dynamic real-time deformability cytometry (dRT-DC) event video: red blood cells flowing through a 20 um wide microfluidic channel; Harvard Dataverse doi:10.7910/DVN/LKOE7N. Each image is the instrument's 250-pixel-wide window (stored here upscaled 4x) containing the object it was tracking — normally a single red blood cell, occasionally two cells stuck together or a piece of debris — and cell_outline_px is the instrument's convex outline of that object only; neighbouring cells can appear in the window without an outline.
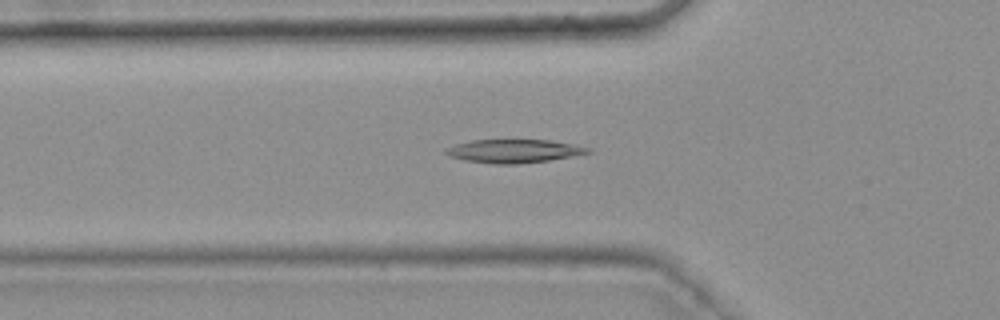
{"species": "common noctule bat (a hibernating species)", "species_latin": "Nyctalus noctula", "temperature_condition": "warm", "stored_images_in_passage": 21, "camera_frame_rate_fps": 3000, "um_per_image_px": 0.085, "animal": {"sex": "female", "body_mass_g": 25.1}, "frame": {"image": 1, "passage_image": 18, "time_ms": 5.667, "image_size_px": [1000, 320], "cell_outline_px": [[592, 152], [572, 156], [548, 160], [516, 164], [496, 164], [464, 160], [448, 156], [444, 152], [448, 148], [456, 144], [472, 140], [548, 140], [572, 144], [592, 148]], "centroid_in_image_um": [43.68, 12.84], "position_along_channel_um": 82.1, "area_um2": 19.19}}
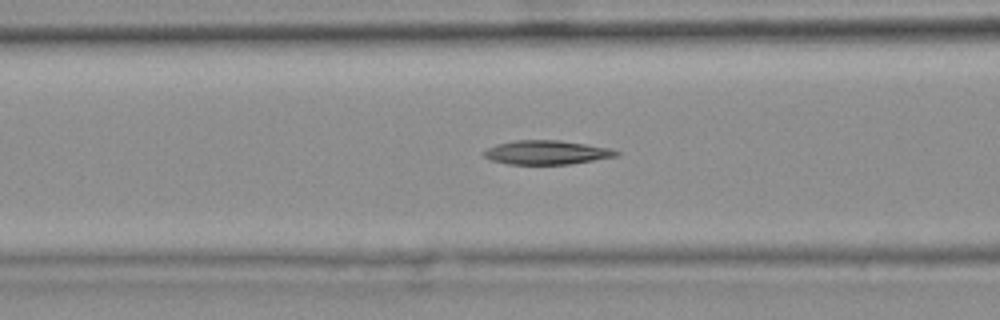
{"frame": {"image": 2, "passage_image": 21, "time_ms": 6.667, "image_size_px": [1000, 320], "cell_outline_px": [[620, 156], [572, 164], [508, 164], [492, 160], [484, 156], [480, 152], [496, 144], [516, 140], [560, 140], [608, 148], [620, 152]], "centroid_in_image_um": [46.46, 12.96], "position_along_channel_um": 120.1, "area_um2": 18.55}}